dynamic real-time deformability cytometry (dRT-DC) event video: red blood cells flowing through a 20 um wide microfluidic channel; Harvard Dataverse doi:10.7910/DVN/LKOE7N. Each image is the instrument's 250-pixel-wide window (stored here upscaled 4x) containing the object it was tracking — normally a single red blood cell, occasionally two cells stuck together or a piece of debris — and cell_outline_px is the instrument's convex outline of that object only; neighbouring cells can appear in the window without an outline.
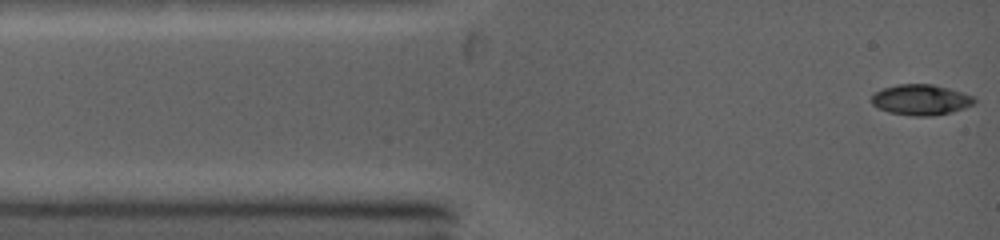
{"species": "common noctule bat (a hibernating species)", "species_latin": "Nyctalus noctula", "temperature_condition": "warm", "stored_images_in_passage": 8, "camera_frame_rate_fps": 5000, "um_per_image_px": 0.085, "animal": {"sex": "female", "body_mass_g": 19.0, "forearm_length_mm": 53.3}, "frame": {"image": 1, "passage_image": 1, "time_ms": 0.0, "image_size_px": [1000, 240], "cell_outline_px": [[976, 100], [972, 104], [964, 108], [952, 112], [932, 116], [912, 116], [888, 112], [876, 108], [872, 104], [872, 96], [876, 92], [884, 88], [896, 84], [932, 84], [964, 92], [972, 96]], "centroid_in_image_um": [78.26, 8.48], "position_along_channel_um": 6.7, "area_um2": 18.38}}
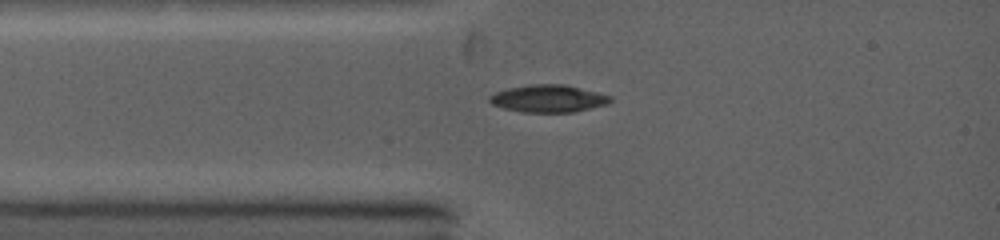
{"frame": {"image": 2, "passage_image": 7, "time_ms": 2.0, "image_size_px": [1000, 240], "cell_outline_px": [[612, 100], [608, 104], [572, 112], [524, 112], [504, 108], [492, 104], [488, 100], [488, 96], [496, 92], [508, 88], [528, 84], [564, 84], [612, 96]], "centroid_in_image_um": [46.59, 8.37], "position_along_channel_um": 38.4, "area_um2": 19.19}}